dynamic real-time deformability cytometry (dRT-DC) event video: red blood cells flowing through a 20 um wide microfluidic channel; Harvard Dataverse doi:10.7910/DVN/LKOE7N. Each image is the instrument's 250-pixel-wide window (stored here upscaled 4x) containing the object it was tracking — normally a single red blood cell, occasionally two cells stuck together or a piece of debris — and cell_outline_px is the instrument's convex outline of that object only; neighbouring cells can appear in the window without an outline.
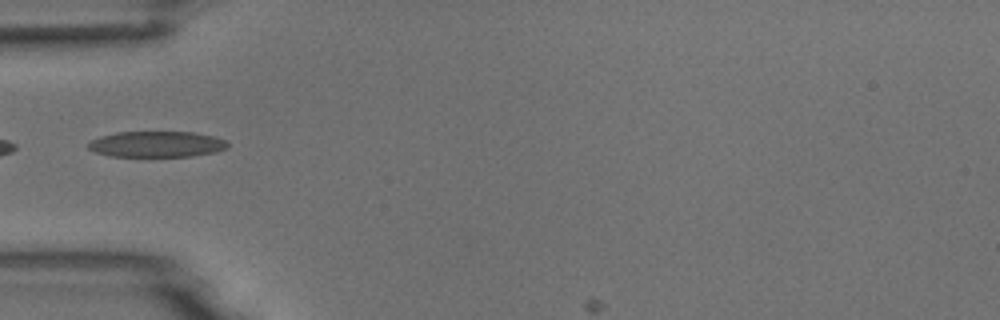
{"species": "common noctule bat (a hibernating species)", "species_latin": "Nyctalus noctula", "temperature_condition": "room temperature", "stored_images_in_passage": 2, "camera_frame_rate_fps": 3000, "um_per_image_px": 0.085, "animal": {"sex": "male", "body_mass_g": 18.8}, "frame": {"image": 1, "passage_image": 1, "time_ms": 0.0, "image_size_px": [1000, 320], "cell_outline_px": [[228, 148], [216, 152], [192, 156], [108, 156], [96, 152], [88, 148], [88, 140], [100, 136], [116, 132], [192, 132], [212, 136], [228, 140]], "centroid_in_image_um": [13.31, 12.25], "position_along_channel_um": 71.7, "area_um2": 21.15}}